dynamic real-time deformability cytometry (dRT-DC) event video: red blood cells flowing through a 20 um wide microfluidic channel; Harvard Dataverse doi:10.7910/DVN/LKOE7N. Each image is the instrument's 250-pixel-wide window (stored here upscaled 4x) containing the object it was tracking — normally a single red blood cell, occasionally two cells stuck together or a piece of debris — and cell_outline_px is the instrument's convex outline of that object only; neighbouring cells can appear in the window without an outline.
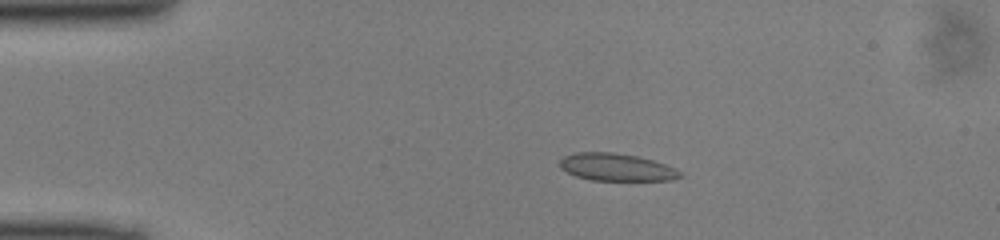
{"species": "common noctule bat (a hibernating species)", "species_latin": "Nyctalus noctula", "temperature_condition": "cold", "stored_images_in_passage": 49, "camera_frame_rate_fps": 3000, "um_per_image_px": 0.085, "animal": {"sex": "male", "body_mass_g": 13.0, "forearm_length_mm": 53.1}, "frame": {"image": 1, "passage_image": 10, "time_ms": 3.0, "image_size_px": [1000, 240], "cell_outline_px": [[684, 176], [672, 180], [588, 180], [576, 176], [560, 168], [560, 160], [564, 156], [572, 152], [612, 152], [636, 156], [652, 160], [676, 168]], "centroid_in_image_um": [52.38, 14.21], "position_along_channel_um": 32.6, "area_um2": 19.25}}
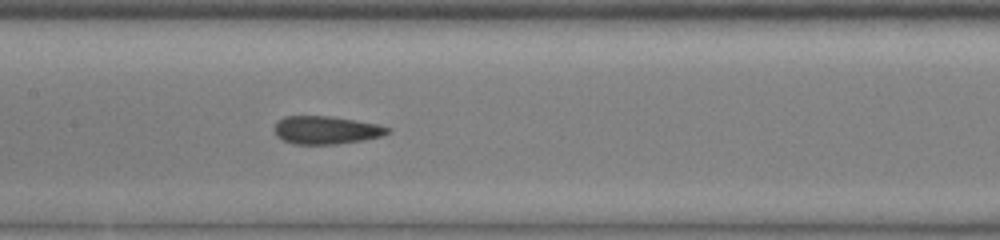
{"frame": {"image": 2, "passage_image": 24, "time_ms": 7.667, "image_size_px": [1000, 240], "cell_outline_px": [[392, 128], [388, 132], [380, 136], [364, 140], [336, 144], [292, 144], [276, 136], [272, 128], [284, 116], [328, 116], [356, 120], [380, 124]], "centroid_in_image_um": [27.71, 11.05], "position_along_channel_um": 179.7, "area_um2": 18.55}}
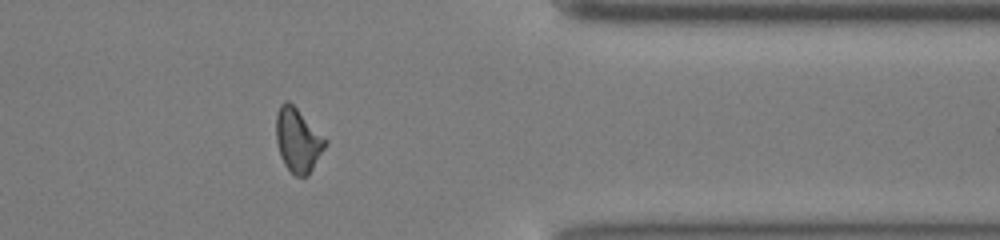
{"frame": {"image": 3, "passage_image": 40, "time_ms": 13.0, "image_size_px": [1000, 240], "cell_outline_px": [[328, 140], [324, 148], [308, 176], [296, 176], [284, 164], [280, 156], [276, 140], [276, 112], [280, 104], [284, 100], [288, 100]], "centroid_in_image_um": [25.3, 11.89], "position_along_channel_um": 386.1, "area_um2": 18.15}}